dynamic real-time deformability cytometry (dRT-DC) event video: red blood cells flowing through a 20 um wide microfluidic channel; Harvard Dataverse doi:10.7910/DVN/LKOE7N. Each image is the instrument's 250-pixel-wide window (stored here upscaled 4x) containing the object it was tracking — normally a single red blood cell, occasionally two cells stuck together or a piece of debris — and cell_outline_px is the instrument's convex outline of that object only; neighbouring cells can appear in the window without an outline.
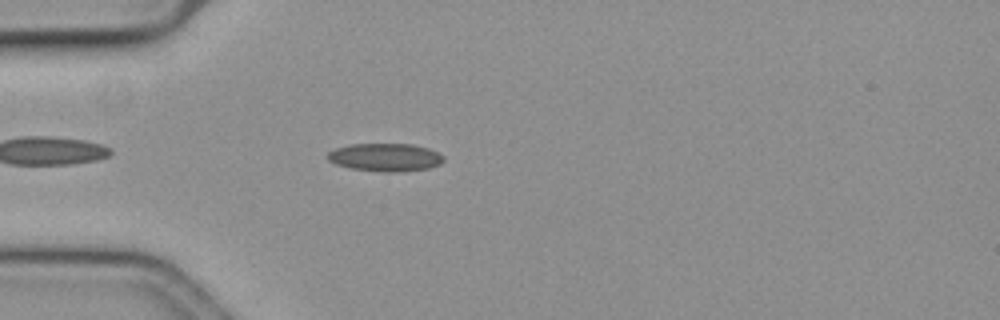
{"species": "common noctule bat (a hibernating species)", "species_latin": "Nyctalus noctula", "temperature_condition": "cold", "stored_images_in_passage": 46, "camera_frame_rate_fps": 3000, "um_per_image_px": 0.085, "animal": {"sex": "female", "body_mass_g": 19.3, "forearm_length_mm": 54.1}, "frame": {"image": 1, "passage_image": 5, "time_ms": 1.333, "image_size_px": [1000, 320], "cell_outline_px": [[444, 160], [440, 164], [428, 168], [396, 172], [384, 172], [352, 168], [336, 164], [328, 160], [328, 152], [336, 148], [348, 144], [412, 144], [428, 148], [444, 156]], "centroid_in_image_um": [32.75, 13.36], "position_along_channel_um": 52.2, "area_um2": 18.79}}
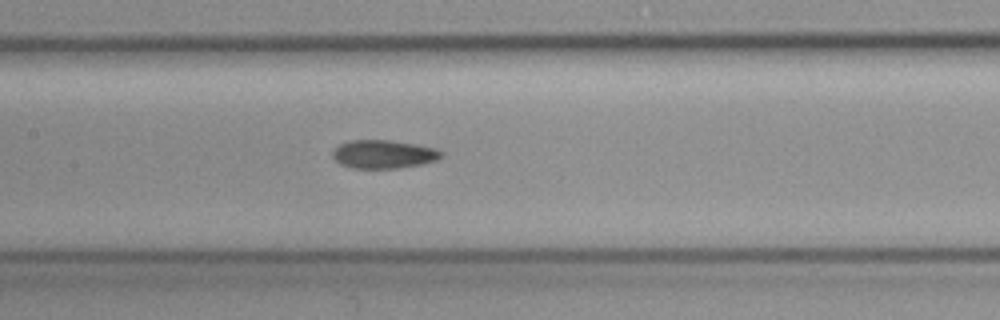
{"frame": {"image": 2, "passage_image": 16, "time_ms": 5.0, "image_size_px": [1000, 320], "cell_outline_px": [[444, 152], [436, 160], [424, 164], [400, 168], [352, 168], [340, 164], [332, 156], [332, 152], [340, 144], [348, 140], [388, 140], [416, 144], [436, 148]], "centroid_in_image_um": [32.61, 13.11], "position_along_channel_um": 174.8, "area_um2": 18.03}}
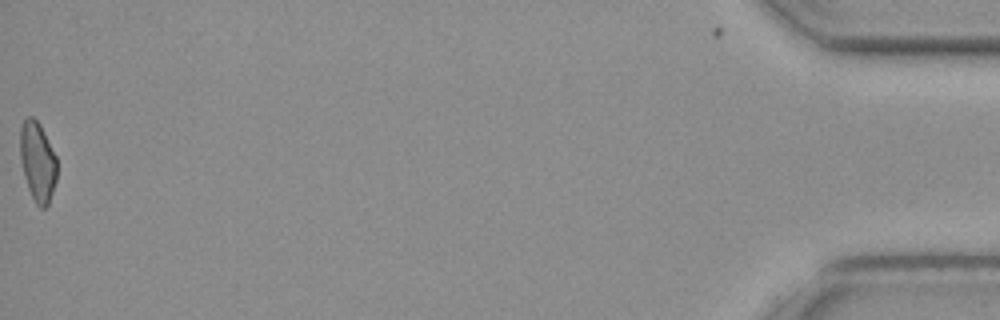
{"frame": {"image": 3, "passage_image": 46, "time_ms": 15.0, "image_size_px": [1000, 320], "cell_outline_px": [[56, 180], [48, 204], [44, 208], [40, 208], [36, 204], [28, 188], [24, 176], [20, 160], [20, 128], [24, 120], [28, 116], [32, 116], [40, 124], [56, 156]], "centroid_in_image_um": [3.18, 13.73], "position_along_channel_um": 432.0, "area_um2": 16.99}, "authors_computed_cell_mechanics": {"area_um2": 17.6868, "velocity_mm_per_s": 3.6239, "shape_relaxation_time_tau1_ms": 5.9563, "shape_relaxation_time_tau2_ms": 2.6879, "deformation_change_tau1": 0.1373, "deformation_change_tau2": 0.0968}}